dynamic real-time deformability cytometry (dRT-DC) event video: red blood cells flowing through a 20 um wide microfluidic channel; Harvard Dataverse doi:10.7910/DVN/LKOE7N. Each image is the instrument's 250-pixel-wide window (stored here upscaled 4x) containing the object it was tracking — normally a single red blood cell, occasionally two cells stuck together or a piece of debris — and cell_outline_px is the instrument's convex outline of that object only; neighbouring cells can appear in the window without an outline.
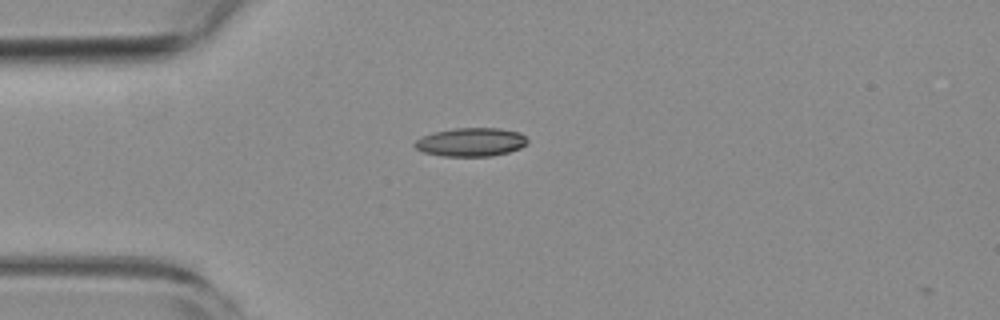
{"species": "common noctule bat (a hibernating species)", "species_latin": "Nyctalus noctula", "temperature_condition": "room temperature", "stored_images_in_passage": 42, "camera_frame_rate_fps": 3000, "um_per_image_px": 0.085, "animal": {"sex": "female", "body_mass_g": 19.3, "forearm_length_mm": 54.1}, "frame": {"image": 1, "passage_image": 2, "time_ms": 0.333, "image_size_px": [1000, 320], "cell_outline_px": [[528, 144], [520, 148], [508, 152], [492, 156], [440, 156], [424, 152], [416, 148], [412, 144], [416, 140], [424, 136], [436, 132], [452, 128], [500, 128], [520, 132], [528, 140]], "centroid_in_image_um": [40.05, 12.08], "position_along_channel_um": 44.9, "area_um2": 18.79}}
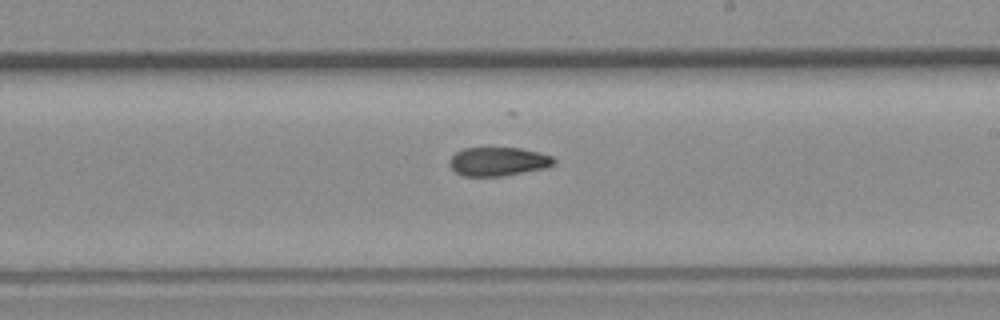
{"frame": {"image": 2, "passage_image": 19, "time_ms": 6.0, "image_size_px": [1000, 320], "cell_outline_px": [[556, 160], [552, 164], [544, 168], [504, 176], [464, 176], [456, 172], [448, 164], [448, 160], [456, 152], [464, 148], [520, 148], [552, 156]], "centroid_in_image_um": [42.3, 13.73], "position_along_channel_um": 246.7, "area_um2": 17.34}}
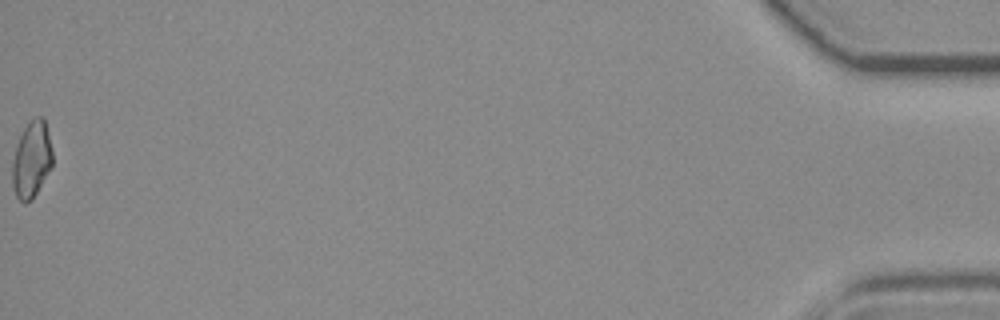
{"frame": {"image": 3, "passage_image": 42, "time_ms": 13.667, "image_size_px": [1000, 320], "cell_outline_px": [[52, 164], [32, 200], [24, 204], [16, 196], [12, 184], [12, 160], [16, 144], [24, 128], [36, 116], [44, 116], [52, 152]], "centroid_in_image_um": [2.66, 13.57], "position_along_channel_um": 432.5, "area_um2": 17.74}, "authors_computed_cell_mechanics": {"area_um2": 17.9469, "velocity_mm_per_s": 3.8503, "shape_relaxation_time_tau1_ms": null, "shape_relaxation_time_tau2_ms": 5.1772, "deformation_change_tau1": null, "deformation_change_tau2": 0.1178}}